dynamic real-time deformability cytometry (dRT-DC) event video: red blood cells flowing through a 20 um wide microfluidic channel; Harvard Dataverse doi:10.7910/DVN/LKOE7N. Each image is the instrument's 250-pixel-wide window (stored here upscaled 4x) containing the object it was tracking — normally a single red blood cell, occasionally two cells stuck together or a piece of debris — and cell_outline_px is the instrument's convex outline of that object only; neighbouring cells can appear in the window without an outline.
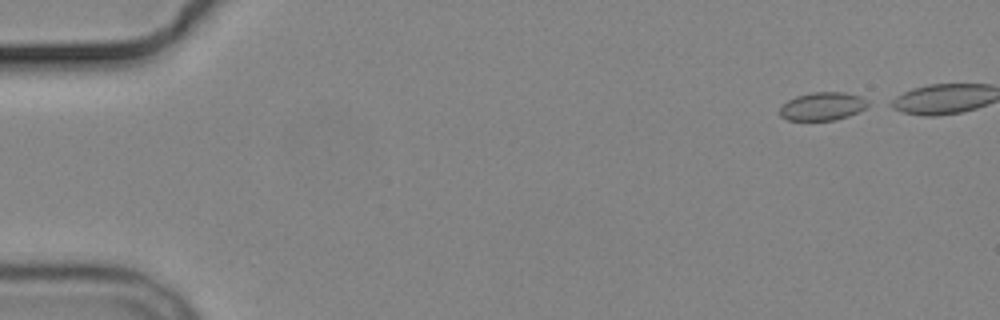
{"species": "common noctule bat (a hibernating species)", "species_latin": "Nyctalus noctula", "temperature_condition": "cold", "stored_images_in_passage": 6, "camera_frame_rate_fps": 3000, "um_per_image_px": 0.085, "animal": {"sex": "male", "body_mass_g": 19.2, "forearm_length_mm": 51.8}, "frame": {"image": 1, "passage_image": 1, "time_ms": 0.0, "image_size_px": [1000, 320], "cell_outline_px": [[876, 104], [868, 108], [848, 116], [836, 120], [788, 120], [780, 116], [780, 108], [788, 100], [796, 96], [812, 92], [844, 92], [860, 96]], "centroid_in_image_um": [70.01, 9.03], "position_along_channel_um": 15.0, "area_um2": 14.74}}
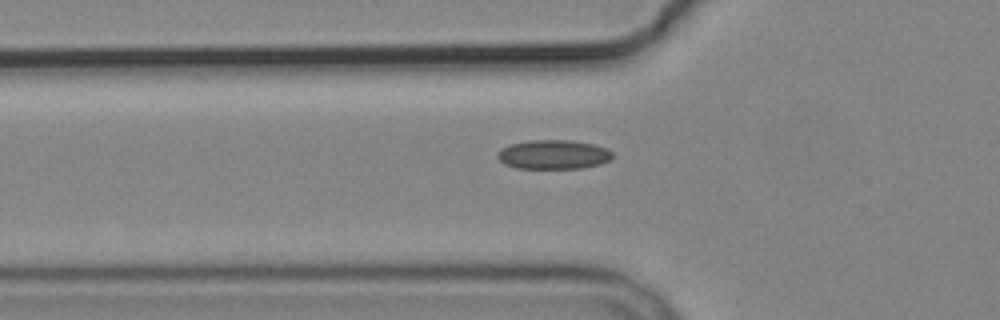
{"frame": {"image": 2, "passage_image": 6, "time_ms": 6.667, "image_size_px": [1000, 320], "cell_outline_px": [[612, 160], [600, 164], [584, 168], [516, 168], [504, 164], [496, 156], [496, 152], [500, 148], [508, 144], [528, 140], [572, 140], [592, 144], [604, 148], [612, 152]], "centroid_in_image_um": [46.99, 13.13], "position_along_channel_um": 78.8, "area_um2": 19.77}}